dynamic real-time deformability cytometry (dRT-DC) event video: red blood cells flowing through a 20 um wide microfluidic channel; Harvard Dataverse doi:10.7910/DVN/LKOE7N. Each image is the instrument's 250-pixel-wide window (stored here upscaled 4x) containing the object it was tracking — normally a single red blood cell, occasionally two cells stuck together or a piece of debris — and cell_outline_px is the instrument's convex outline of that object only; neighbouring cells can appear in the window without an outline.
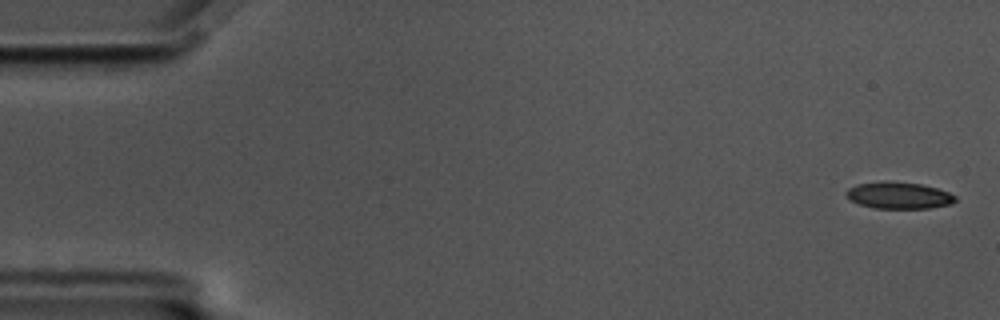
{"species": "common noctule bat (a hibernating species)", "species_latin": "Nyctalus noctula", "temperature_condition": "cold", "stored_images_in_passage": 58, "camera_frame_rate_fps": 3000, "um_per_image_px": 0.085, "animal": {"sex": "male", "body_mass_g": 17.5, "forearm_length_mm": 52.3}, "frame": {"image": 1, "passage_image": 2, "time_ms": 0.333, "image_size_px": [1000, 320], "cell_outline_px": [[956, 200], [952, 204], [928, 208], [872, 208], [848, 200], [844, 192], [848, 188], [856, 184], [884, 180], [920, 184], [936, 188], [948, 192], [956, 196]], "centroid_in_image_um": [76.34, 16.6], "position_along_channel_um": 8.7, "area_um2": 17.17}}
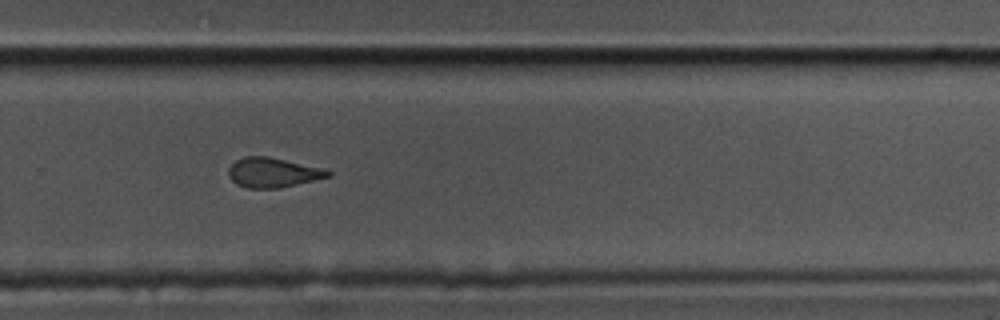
{"frame": {"image": 2, "passage_image": 39, "time_ms": 12.667, "image_size_px": [1000, 320], "cell_outline_px": [[332, 176], [280, 188], [248, 188], [236, 184], [228, 176], [228, 168], [236, 160], [244, 156], [268, 156], [320, 168], [332, 172]], "centroid_in_image_um": [23.16, 14.67], "position_along_channel_um": 306.6, "area_um2": 17.11}}
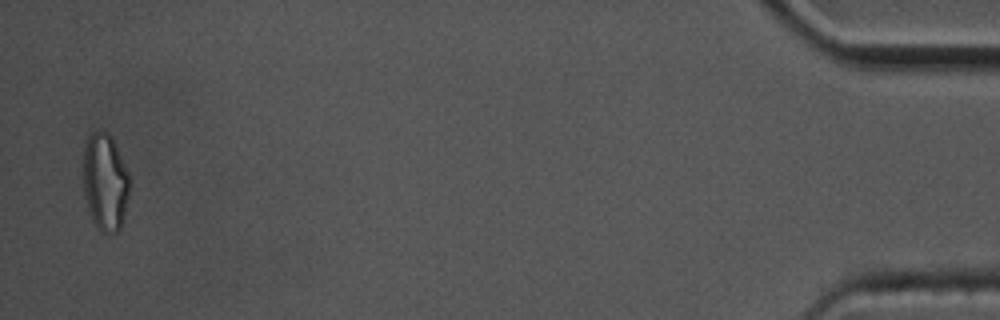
{"frame": {"image": 3, "passage_image": 57, "time_ms": 18.667, "image_size_px": [1000, 320], "cell_outline_px": [[128, 192], [124, 216], [120, 228], [116, 232], [100, 232], [88, 208], [84, 192], [84, 148], [88, 136], [92, 132], [108, 132], [112, 136], [116, 144], [128, 176]], "centroid_in_image_um": [8.92, 15.45], "position_along_channel_um": 426.3, "area_um2": 25.61}, "authors_computed_cell_mechanics": {"area_um2": 17.9758, "velocity_mm_per_s": 3.4879, "shape_relaxation_time_tau1_ms": 4.6668, "shape_relaxation_time_tau2_ms": 3.3316, "deformation_change_tau1": 0.1291, "deformation_change_tau2": 0.1104}}